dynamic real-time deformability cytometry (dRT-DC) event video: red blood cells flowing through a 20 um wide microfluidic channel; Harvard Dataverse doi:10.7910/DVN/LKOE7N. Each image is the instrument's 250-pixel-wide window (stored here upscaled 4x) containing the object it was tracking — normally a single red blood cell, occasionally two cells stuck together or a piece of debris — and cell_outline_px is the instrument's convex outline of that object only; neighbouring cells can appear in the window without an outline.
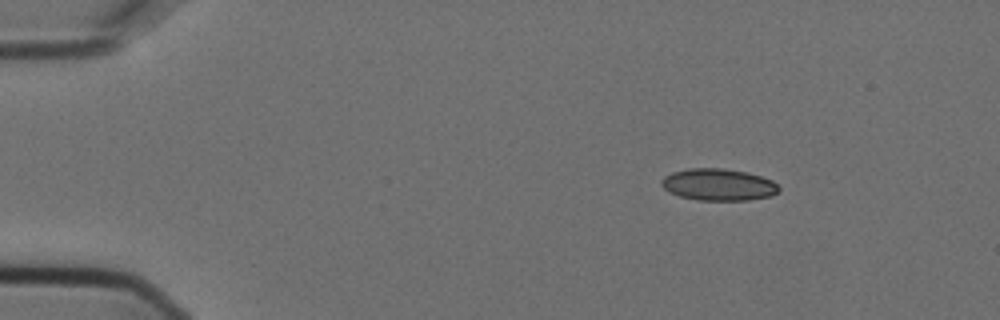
{"species": "Egyptian fruit bat (a non-hibernating species)", "species_latin": "Rousettus aegyptiacus", "temperature_condition": "cold", "stored_images_in_passage": 4, "camera_frame_rate_fps": 3000, "um_per_image_px": 0.085, "animal": {"sex": "female"}, "frame": {"image": 1, "passage_image": 3, "time_ms": 0.667, "image_size_px": [1000, 320], "cell_outline_px": [[780, 188], [772, 196], [748, 200], [700, 200], [680, 196], [668, 192], [660, 184], [660, 180], [664, 176], [672, 172], [688, 168], [724, 168], [748, 172], [772, 180]], "centroid_in_image_um": [61.04, 15.68], "position_along_channel_um": 24.0, "area_um2": 21.91}}